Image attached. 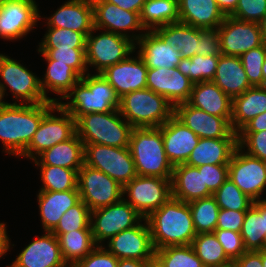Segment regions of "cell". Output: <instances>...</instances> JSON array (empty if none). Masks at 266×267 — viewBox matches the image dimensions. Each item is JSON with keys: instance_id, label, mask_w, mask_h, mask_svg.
I'll use <instances>...</instances> for the list:
<instances>
[{"instance_id": "1", "label": "cell", "mask_w": 266, "mask_h": 267, "mask_svg": "<svg viewBox=\"0 0 266 267\" xmlns=\"http://www.w3.org/2000/svg\"><path fill=\"white\" fill-rule=\"evenodd\" d=\"M9 103L0 109V140L3 151L20 157L26 150L44 115L55 105Z\"/></svg>"}, {"instance_id": "2", "label": "cell", "mask_w": 266, "mask_h": 267, "mask_svg": "<svg viewBox=\"0 0 266 267\" xmlns=\"http://www.w3.org/2000/svg\"><path fill=\"white\" fill-rule=\"evenodd\" d=\"M154 249L191 245L197 235L189 204L171 197L147 218Z\"/></svg>"}, {"instance_id": "3", "label": "cell", "mask_w": 266, "mask_h": 267, "mask_svg": "<svg viewBox=\"0 0 266 267\" xmlns=\"http://www.w3.org/2000/svg\"><path fill=\"white\" fill-rule=\"evenodd\" d=\"M69 102H59L77 120L89 113H105L119 109L120 98L114 88L101 74L87 73L63 98Z\"/></svg>"}, {"instance_id": "4", "label": "cell", "mask_w": 266, "mask_h": 267, "mask_svg": "<svg viewBox=\"0 0 266 267\" xmlns=\"http://www.w3.org/2000/svg\"><path fill=\"white\" fill-rule=\"evenodd\" d=\"M129 150L138 176L172 179L173 166L164 150L161 126L133 128Z\"/></svg>"}, {"instance_id": "5", "label": "cell", "mask_w": 266, "mask_h": 267, "mask_svg": "<svg viewBox=\"0 0 266 267\" xmlns=\"http://www.w3.org/2000/svg\"><path fill=\"white\" fill-rule=\"evenodd\" d=\"M132 130L119 109L81 115L76 120V133L83 144L129 147Z\"/></svg>"}, {"instance_id": "6", "label": "cell", "mask_w": 266, "mask_h": 267, "mask_svg": "<svg viewBox=\"0 0 266 267\" xmlns=\"http://www.w3.org/2000/svg\"><path fill=\"white\" fill-rule=\"evenodd\" d=\"M119 111L133 128L160 127L174 114V107L151 89L133 91L120 98Z\"/></svg>"}, {"instance_id": "7", "label": "cell", "mask_w": 266, "mask_h": 267, "mask_svg": "<svg viewBox=\"0 0 266 267\" xmlns=\"http://www.w3.org/2000/svg\"><path fill=\"white\" fill-rule=\"evenodd\" d=\"M95 27L86 37L85 59L87 68L93 67L96 74H101L108 67L125 60L135 51V43L116 33L103 31L93 35Z\"/></svg>"}, {"instance_id": "8", "label": "cell", "mask_w": 266, "mask_h": 267, "mask_svg": "<svg viewBox=\"0 0 266 267\" xmlns=\"http://www.w3.org/2000/svg\"><path fill=\"white\" fill-rule=\"evenodd\" d=\"M55 112L60 114L57 116ZM76 133V120L61 105L56 103L42 118L32 140L21 157L32 161L44 150L70 139Z\"/></svg>"}, {"instance_id": "9", "label": "cell", "mask_w": 266, "mask_h": 267, "mask_svg": "<svg viewBox=\"0 0 266 267\" xmlns=\"http://www.w3.org/2000/svg\"><path fill=\"white\" fill-rule=\"evenodd\" d=\"M84 164L107 174L122 186L137 176L129 147L84 144Z\"/></svg>"}, {"instance_id": "10", "label": "cell", "mask_w": 266, "mask_h": 267, "mask_svg": "<svg viewBox=\"0 0 266 267\" xmlns=\"http://www.w3.org/2000/svg\"><path fill=\"white\" fill-rule=\"evenodd\" d=\"M0 78V85L3 87L4 94L9 87L14 97L12 99H15L14 103L39 104L49 101L41 90L40 78L5 53L0 54Z\"/></svg>"}, {"instance_id": "11", "label": "cell", "mask_w": 266, "mask_h": 267, "mask_svg": "<svg viewBox=\"0 0 266 267\" xmlns=\"http://www.w3.org/2000/svg\"><path fill=\"white\" fill-rule=\"evenodd\" d=\"M122 194L125 201L147 218L172 197L171 179L137 175L123 186Z\"/></svg>"}, {"instance_id": "12", "label": "cell", "mask_w": 266, "mask_h": 267, "mask_svg": "<svg viewBox=\"0 0 266 267\" xmlns=\"http://www.w3.org/2000/svg\"><path fill=\"white\" fill-rule=\"evenodd\" d=\"M143 217L123 198L90 212V226L97 246L123 230L136 226ZM104 242V243H103Z\"/></svg>"}, {"instance_id": "13", "label": "cell", "mask_w": 266, "mask_h": 267, "mask_svg": "<svg viewBox=\"0 0 266 267\" xmlns=\"http://www.w3.org/2000/svg\"><path fill=\"white\" fill-rule=\"evenodd\" d=\"M77 188L82 200L90 209L109 206L123 198V186L100 170L83 164L78 171Z\"/></svg>"}, {"instance_id": "14", "label": "cell", "mask_w": 266, "mask_h": 267, "mask_svg": "<svg viewBox=\"0 0 266 267\" xmlns=\"http://www.w3.org/2000/svg\"><path fill=\"white\" fill-rule=\"evenodd\" d=\"M228 178L253 201L265 199L261 197L266 188L264 161L247 154L239 146L228 164Z\"/></svg>"}, {"instance_id": "15", "label": "cell", "mask_w": 266, "mask_h": 267, "mask_svg": "<svg viewBox=\"0 0 266 267\" xmlns=\"http://www.w3.org/2000/svg\"><path fill=\"white\" fill-rule=\"evenodd\" d=\"M38 4L33 0H5L0 5V38L18 40L26 37L40 21Z\"/></svg>"}, {"instance_id": "16", "label": "cell", "mask_w": 266, "mask_h": 267, "mask_svg": "<svg viewBox=\"0 0 266 267\" xmlns=\"http://www.w3.org/2000/svg\"><path fill=\"white\" fill-rule=\"evenodd\" d=\"M217 30L222 55L240 57L265 42L260 24L256 22L225 16Z\"/></svg>"}, {"instance_id": "17", "label": "cell", "mask_w": 266, "mask_h": 267, "mask_svg": "<svg viewBox=\"0 0 266 267\" xmlns=\"http://www.w3.org/2000/svg\"><path fill=\"white\" fill-rule=\"evenodd\" d=\"M93 5L94 27L127 37L136 43L146 32L140 20V13L124 10L104 0H91ZM138 31L139 34L135 33ZM141 32H140V31ZM132 33L129 34L128 33ZM144 31V32H143Z\"/></svg>"}, {"instance_id": "18", "label": "cell", "mask_w": 266, "mask_h": 267, "mask_svg": "<svg viewBox=\"0 0 266 267\" xmlns=\"http://www.w3.org/2000/svg\"><path fill=\"white\" fill-rule=\"evenodd\" d=\"M144 221V223H142ZM106 249L117 259L149 261L155 256L151 232L146 218L136 226L121 231L107 241Z\"/></svg>"}, {"instance_id": "19", "label": "cell", "mask_w": 266, "mask_h": 267, "mask_svg": "<svg viewBox=\"0 0 266 267\" xmlns=\"http://www.w3.org/2000/svg\"><path fill=\"white\" fill-rule=\"evenodd\" d=\"M173 115L199 138H238L232 129L231 117L213 116L187 102L175 105Z\"/></svg>"}, {"instance_id": "20", "label": "cell", "mask_w": 266, "mask_h": 267, "mask_svg": "<svg viewBox=\"0 0 266 267\" xmlns=\"http://www.w3.org/2000/svg\"><path fill=\"white\" fill-rule=\"evenodd\" d=\"M10 267H69L64 260L57 237L45 231L29 243Z\"/></svg>"}, {"instance_id": "21", "label": "cell", "mask_w": 266, "mask_h": 267, "mask_svg": "<svg viewBox=\"0 0 266 267\" xmlns=\"http://www.w3.org/2000/svg\"><path fill=\"white\" fill-rule=\"evenodd\" d=\"M108 67L101 75L114 88L119 98L133 91L147 88L148 68L138 54Z\"/></svg>"}, {"instance_id": "22", "label": "cell", "mask_w": 266, "mask_h": 267, "mask_svg": "<svg viewBox=\"0 0 266 267\" xmlns=\"http://www.w3.org/2000/svg\"><path fill=\"white\" fill-rule=\"evenodd\" d=\"M164 150L172 166L185 164L199 137L174 115L161 126Z\"/></svg>"}, {"instance_id": "23", "label": "cell", "mask_w": 266, "mask_h": 267, "mask_svg": "<svg viewBox=\"0 0 266 267\" xmlns=\"http://www.w3.org/2000/svg\"><path fill=\"white\" fill-rule=\"evenodd\" d=\"M45 18L47 27L71 29L86 37L94 28L91 0L65 1L53 15Z\"/></svg>"}, {"instance_id": "24", "label": "cell", "mask_w": 266, "mask_h": 267, "mask_svg": "<svg viewBox=\"0 0 266 267\" xmlns=\"http://www.w3.org/2000/svg\"><path fill=\"white\" fill-rule=\"evenodd\" d=\"M148 69L175 68L182 59L176 47L165 42L154 30L146 31L135 43V51Z\"/></svg>"}, {"instance_id": "25", "label": "cell", "mask_w": 266, "mask_h": 267, "mask_svg": "<svg viewBox=\"0 0 266 267\" xmlns=\"http://www.w3.org/2000/svg\"><path fill=\"white\" fill-rule=\"evenodd\" d=\"M171 188L172 197L186 203L213 195L204 186L203 169L186 164L173 167Z\"/></svg>"}, {"instance_id": "26", "label": "cell", "mask_w": 266, "mask_h": 267, "mask_svg": "<svg viewBox=\"0 0 266 267\" xmlns=\"http://www.w3.org/2000/svg\"><path fill=\"white\" fill-rule=\"evenodd\" d=\"M79 201L78 190L39 191L37 202L44 232H51L59 223L62 215Z\"/></svg>"}, {"instance_id": "27", "label": "cell", "mask_w": 266, "mask_h": 267, "mask_svg": "<svg viewBox=\"0 0 266 267\" xmlns=\"http://www.w3.org/2000/svg\"><path fill=\"white\" fill-rule=\"evenodd\" d=\"M179 22L201 29H217L225 15L216 0H178Z\"/></svg>"}, {"instance_id": "28", "label": "cell", "mask_w": 266, "mask_h": 267, "mask_svg": "<svg viewBox=\"0 0 266 267\" xmlns=\"http://www.w3.org/2000/svg\"><path fill=\"white\" fill-rule=\"evenodd\" d=\"M187 103L213 116H232V99L213 81L194 83Z\"/></svg>"}, {"instance_id": "29", "label": "cell", "mask_w": 266, "mask_h": 267, "mask_svg": "<svg viewBox=\"0 0 266 267\" xmlns=\"http://www.w3.org/2000/svg\"><path fill=\"white\" fill-rule=\"evenodd\" d=\"M231 99L253 87L239 56L219 55L216 73L212 80Z\"/></svg>"}, {"instance_id": "30", "label": "cell", "mask_w": 266, "mask_h": 267, "mask_svg": "<svg viewBox=\"0 0 266 267\" xmlns=\"http://www.w3.org/2000/svg\"><path fill=\"white\" fill-rule=\"evenodd\" d=\"M35 165H51L74 169L84 164V144L75 133L70 139L44 150L32 160Z\"/></svg>"}, {"instance_id": "31", "label": "cell", "mask_w": 266, "mask_h": 267, "mask_svg": "<svg viewBox=\"0 0 266 267\" xmlns=\"http://www.w3.org/2000/svg\"><path fill=\"white\" fill-rule=\"evenodd\" d=\"M237 146L238 138H200L185 164L195 167L228 165Z\"/></svg>"}, {"instance_id": "32", "label": "cell", "mask_w": 266, "mask_h": 267, "mask_svg": "<svg viewBox=\"0 0 266 267\" xmlns=\"http://www.w3.org/2000/svg\"><path fill=\"white\" fill-rule=\"evenodd\" d=\"M266 112V86L247 89L232 99L231 126L238 133L259 114Z\"/></svg>"}, {"instance_id": "33", "label": "cell", "mask_w": 266, "mask_h": 267, "mask_svg": "<svg viewBox=\"0 0 266 267\" xmlns=\"http://www.w3.org/2000/svg\"><path fill=\"white\" fill-rule=\"evenodd\" d=\"M44 60L48 63V66L44 78L40 79L41 90L47 100L53 103L62 102L63 98L82 77L67 64L55 63V60L52 59ZM49 90L57 96L59 95L60 98L48 97Z\"/></svg>"}, {"instance_id": "34", "label": "cell", "mask_w": 266, "mask_h": 267, "mask_svg": "<svg viewBox=\"0 0 266 267\" xmlns=\"http://www.w3.org/2000/svg\"><path fill=\"white\" fill-rule=\"evenodd\" d=\"M165 42L176 47L182 58L200 55L199 28L176 22L154 30Z\"/></svg>"}, {"instance_id": "35", "label": "cell", "mask_w": 266, "mask_h": 267, "mask_svg": "<svg viewBox=\"0 0 266 267\" xmlns=\"http://www.w3.org/2000/svg\"><path fill=\"white\" fill-rule=\"evenodd\" d=\"M240 234L246 251H260L266 248L265 199L254 201L246 211Z\"/></svg>"}, {"instance_id": "36", "label": "cell", "mask_w": 266, "mask_h": 267, "mask_svg": "<svg viewBox=\"0 0 266 267\" xmlns=\"http://www.w3.org/2000/svg\"><path fill=\"white\" fill-rule=\"evenodd\" d=\"M53 234L58 239L62 256L69 267L84 259L97 246L91 229Z\"/></svg>"}, {"instance_id": "37", "label": "cell", "mask_w": 266, "mask_h": 267, "mask_svg": "<svg viewBox=\"0 0 266 267\" xmlns=\"http://www.w3.org/2000/svg\"><path fill=\"white\" fill-rule=\"evenodd\" d=\"M140 20L146 31L179 22L178 0H146Z\"/></svg>"}, {"instance_id": "38", "label": "cell", "mask_w": 266, "mask_h": 267, "mask_svg": "<svg viewBox=\"0 0 266 267\" xmlns=\"http://www.w3.org/2000/svg\"><path fill=\"white\" fill-rule=\"evenodd\" d=\"M191 245L205 267H227L233 265L214 232L197 234Z\"/></svg>"}, {"instance_id": "39", "label": "cell", "mask_w": 266, "mask_h": 267, "mask_svg": "<svg viewBox=\"0 0 266 267\" xmlns=\"http://www.w3.org/2000/svg\"><path fill=\"white\" fill-rule=\"evenodd\" d=\"M40 167L42 187L39 191L78 190V172L74 169L51 165H36Z\"/></svg>"}, {"instance_id": "40", "label": "cell", "mask_w": 266, "mask_h": 267, "mask_svg": "<svg viewBox=\"0 0 266 267\" xmlns=\"http://www.w3.org/2000/svg\"><path fill=\"white\" fill-rule=\"evenodd\" d=\"M219 55H194L191 58H182L178 70L192 82L212 81L217 68Z\"/></svg>"}, {"instance_id": "41", "label": "cell", "mask_w": 266, "mask_h": 267, "mask_svg": "<svg viewBox=\"0 0 266 267\" xmlns=\"http://www.w3.org/2000/svg\"><path fill=\"white\" fill-rule=\"evenodd\" d=\"M188 204L196 233L214 232L220 210L214 196L201 198Z\"/></svg>"}, {"instance_id": "42", "label": "cell", "mask_w": 266, "mask_h": 267, "mask_svg": "<svg viewBox=\"0 0 266 267\" xmlns=\"http://www.w3.org/2000/svg\"><path fill=\"white\" fill-rule=\"evenodd\" d=\"M154 257L163 267H205L192 245L156 249Z\"/></svg>"}, {"instance_id": "43", "label": "cell", "mask_w": 266, "mask_h": 267, "mask_svg": "<svg viewBox=\"0 0 266 267\" xmlns=\"http://www.w3.org/2000/svg\"><path fill=\"white\" fill-rule=\"evenodd\" d=\"M39 48H85L86 36L71 29L47 27Z\"/></svg>"}, {"instance_id": "44", "label": "cell", "mask_w": 266, "mask_h": 267, "mask_svg": "<svg viewBox=\"0 0 266 267\" xmlns=\"http://www.w3.org/2000/svg\"><path fill=\"white\" fill-rule=\"evenodd\" d=\"M213 196L220 209L247 211L254 202L230 178L218 188Z\"/></svg>"}, {"instance_id": "45", "label": "cell", "mask_w": 266, "mask_h": 267, "mask_svg": "<svg viewBox=\"0 0 266 267\" xmlns=\"http://www.w3.org/2000/svg\"><path fill=\"white\" fill-rule=\"evenodd\" d=\"M44 59L55 60V63L67 64L72 67L81 77L89 73L86 65L85 48H38L37 51Z\"/></svg>"}, {"instance_id": "46", "label": "cell", "mask_w": 266, "mask_h": 267, "mask_svg": "<svg viewBox=\"0 0 266 267\" xmlns=\"http://www.w3.org/2000/svg\"><path fill=\"white\" fill-rule=\"evenodd\" d=\"M90 209L80 200L73 207L69 208L59 220L52 233H68L73 230L91 229Z\"/></svg>"}, {"instance_id": "47", "label": "cell", "mask_w": 266, "mask_h": 267, "mask_svg": "<svg viewBox=\"0 0 266 267\" xmlns=\"http://www.w3.org/2000/svg\"><path fill=\"white\" fill-rule=\"evenodd\" d=\"M266 58V42L240 56L243 68L253 87L263 86L262 66Z\"/></svg>"}, {"instance_id": "48", "label": "cell", "mask_w": 266, "mask_h": 267, "mask_svg": "<svg viewBox=\"0 0 266 267\" xmlns=\"http://www.w3.org/2000/svg\"><path fill=\"white\" fill-rule=\"evenodd\" d=\"M238 146L253 157L266 160V130L260 132H238ZM247 148V149H246Z\"/></svg>"}, {"instance_id": "49", "label": "cell", "mask_w": 266, "mask_h": 267, "mask_svg": "<svg viewBox=\"0 0 266 267\" xmlns=\"http://www.w3.org/2000/svg\"><path fill=\"white\" fill-rule=\"evenodd\" d=\"M241 21L260 23L266 16V0H239L229 15Z\"/></svg>"}, {"instance_id": "50", "label": "cell", "mask_w": 266, "mask_h": 267, "mask_svg": "<svg viewBox=\"0 0 266 267\" xmlns=\"http://www.w3.org/2000/svg\"><path fill=\"white\" fill-rule=\"evenodd\" d=\"M192 87L193 82L175 67V72L169 77V102L172 106L187 102Z\"/></svg>"}, {"instance_id": "51", "label": "cell", "mask_w": 266, "mask_h": 267, "mask_svg": "<svg viewBox=\"0 0 266 267\" xmlns=\"http://www.w3.org/2000/svg\"><path fill=\"white\" fill-rule=\"evenodd\" d=\"M214 234L232 262L246 252L243 238L239 232L215 229Z\"/></svg>"}, {"instance_id": "52", "label": "cell", "mask_w": 266, "mask_h": 267, "mask_svg": "<svg viewBox=\"0 0 266 267\" xmlns=\"http://www.w3.org/2000/svg\"><path fill=\"white\" fill-rule=\"evenodd\" d=\"M175 68H155L147 71V88L169 101V77Z\"/></svg>"}, {"instance_id": "53", "label": "cell", "mask_w": 266, "mask_h": 267, "mask_svg": "<svg viewBox=\"0 0 266 267\" xmlns=\"http://www.w3.org/2000/svg\"><path fill=\"white\" fill-rule=\"evenodd\" d=\"M119 259L111 254L106 247L96 246L84 259L72 267H117Z\"/></svg>"}, {"instance_id": "54", "label": "cell", "mask_w": 266, "mask_h": 267, "mask_svg": "<svg viewBox=\"0 0 266 267\" xmlns=\"http://www.w3.org/2000/svg\"><path fill=\"white\" fill-rule=\"evenodd\" d=\"M198 169H203L204 186L214 194L218 188L228 179V165H201Z\"/></svg>"}, {"instance_id": "55", "label": "cell", "mask_w": 266, "mask_h": 267, "mask_svg": "<svg viewBox=\"0 0 266 267\" xmlns=\"http://www.w3.org/2000/svg\"><path fill=\"white\" fill-rule=\"evenodd\" d=\"M246 211L220 209L216 229L241 232Z\"/></svg>"}, {"instance_id": "56", "label": "cell", "mask_w": 266, "mask_h": 267, "mask_svg": "<svg viewBox=\"0 0 266 267\" xmlns=\"http://www.w3.org/2000/svg\"><path fill=\"white\" fill-rule=\"evenodd\" d=\"M200 55H221L220 39L217 29L199 28Z\"/></svg>"}, {"instance_id": "57", "label": "cell", "mask_w": 266, "mask_h": 267, "mask_svg": "<svg viewBox=\"0 0 266 267\" xmlns=\"http://www.w3.org/2000/svg\"><path fill=\"white\" fill-rule=\"evenodd\" d=\"M234 267H263L262 250L246 251L233 262Z\"/></svg>"}, {"instance_id": "58", "label": "cell", "mask_w": 266, "mask_h": 267, "mask_svg": "<svg viewBox=\"0 0 266 267\" xmlns=\"http://www.w3.org/2000/svg\"><path fill=\"white\" fill-rule=\"evenodd\" d=\"M117 5L118 7L132 12L141 13L146 0H104Z\"/></svg>"}, {"instance_id": "59", "label": "cell", "mask_w": 266, "mask_h": 267, "mask_svg": "<svg viewBox=\"0 0 266 267\" xmlns=\"http://www.w3.org/2000/svg\"><path fill=\"white\" fill-rule=\"evenodd\" d=\"M266 130V112L259 114L247 123L239 132H260Z\"/></svg>"}, {"instance_id": "60", "label": "cell", "mask_w": 266, "mask_h": 267, "mask_svg": "<svg viewBox=\"0 0 266 267\" xmlns=\"http://www.w3.org/2000/svg\"><path fill=\"white\" fill-rule=\"evenodd\" d=\"M6 228V224L0 222V259L3 258L4 255H7L6 253L9 251L11 245Z\"/></svg>"}, {"instance_id": "61", "label": "cell", "mask_w": 266, "mask_h": 267, "mask_svg": "<svg viewBox=\"0 0 266 267\" xmlns=\"http://www.w3.org/2000/svg\"><path fill=\"white\" fill-rule=\"evenodd\" d=\"M239 0H216L219 9L225 16H229L235 9Z\"/></svg>"}, {"instance_id": "62", "label": "cell", "mask_w": 266, "mask_h": 267, "mask_svg": "<svg viewBox=\"0 0 266 267\" xmlns=\"http://www.w3.org/2000/svg\"><path fill=\"white\" fill-rule=\"evenodd\" d=\"M146 263L136 259H119L117 267H146Z\"/></svg>"}, {"instance_id": "63", "label": "cell", "mask_w": 266, "mask_h": 267, "mask_svg": "<svg viewBox=\"0 0 266 267\" xmlns=\"http://www.w3.org/2000/svg\"><path fill=\"white\" fill-rule=\"evenodd\" d=\"M146 267H163L162 264L154 257L147 261Z\"/></svg>"}, {"instance_id": "64", "label": "cell", "mask_w": 266, "mask_h": 267, "mask_svg": "<svg viewBox=\"0 0 266 267\" xmlns=\"http://www.w3.org/2000/svg\"><path fill=\"white\" fill-rule=\"evenodd\" d=\"M4 97H5V94L3 91V87L0 85V109L9 104V102H5V100L3 101Z\"/></svg>"}, {"instance_id": "65", "label": "cell", "mask_w": 266, "mask_h": 267, "mask_svg": "<svg viewBox=\"0 0 266 267\" xmlns=\"http://www.w3.org/2000/svg\"><path fill=\"white\" fill-rule=\"evenodd\" d=\"M262 31V35L264 38V41L266 42V16L263 18V20L259 23Z\"/></svg>"}, {"instance_id": "66", "label": "cell", "mask_w": 266, "mask_h": 267, "mask_svg": "<svg viewBox=\"0 0 266 267\" xmlns=\"http://www.w3.org/2000/svg\"><path fill=\"white\" fill-rule=\"evenodd\" d=\"M263 86H266V58L262 66Z\"/></svg>"}, {"instance_id": "67", "label": "cell", "mask_w": 266, "mask_h": 267, "mask_svg": "<svg viewBox=\"0 0 266 267\" xmlns=\"http://www.w3.org/2000/svg\"><path fill=\"white\" fill-rule=\"evenodd\" d=\"M262 265L266 267V248L262 249Z\"/></svg>"}, {"instance_id": "68", "label": "cell", "mask_w": 266, "mask_h": 267, "mask_svg": "<svg viewBox=\"0 0 266 267\" xmlns=\"http://www.w3.org/2000/svg\"><path fill=\"white\" fill-rule=\"evenodd\" d=\"M265 232H266V199H265Z\"/></svg>"}]
</instances>
